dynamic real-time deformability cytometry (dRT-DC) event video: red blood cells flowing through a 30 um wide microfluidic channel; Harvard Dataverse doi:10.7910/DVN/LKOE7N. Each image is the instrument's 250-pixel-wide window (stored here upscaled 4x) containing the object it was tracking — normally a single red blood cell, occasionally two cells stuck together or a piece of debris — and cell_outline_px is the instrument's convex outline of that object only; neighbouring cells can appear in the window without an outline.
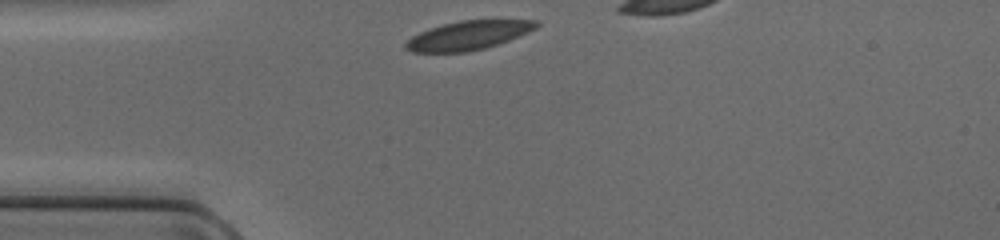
{"species": "common noctule bat (a hibernating species)", "species_latin": "Nyctalus noctula", "temperature_condition": "cold", "stored_images_in_passage": 24, "camera_frame_rate_fps": 3000, "um_per_image_px": 0.085, "animal": {"sex": "female", "body_mass_g": 17.0, "forearm_length_mm": 48.0}, "frame": {"image": 1, "passage_image": 1, "time_ms": 0.0, "image_size_px": [1000, 240], "cell_outline_px": [[540, 24], [536, 28], [528, 32], [508, 40], [484, 48], [468, 52], [412, 52], [404, 48], [404, 44], [412, 36], [420, 32], [444, 24], [460, 20], [536, 20]], "centroid_in_image_um": [39.79, 3.01], "position_along_channel_um": 45.2, "area_um2": 21.73}}
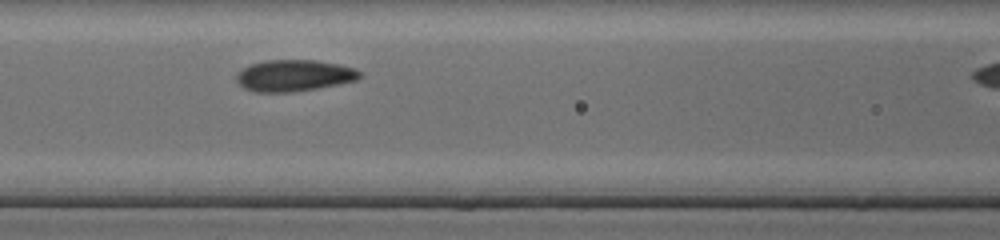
{"frame": {"image": 2, "passage_image": 9, "time_ms": 2.667, "image_size_px": [1000, 240], "cell_outline_px": [[360, 76], [356, 80], [316, 88], [292, 92], [256, 92], [244, 88], [236, 80], [236, 76], [244, 68], [252, 64], [264, 60], [312, 60], [340, 64], [352, 68], [360, 72]], "centroid_in_image_um": [24.97, 6.42], "position_along_channel_um": 141.6, "area_um2": 22.25}}
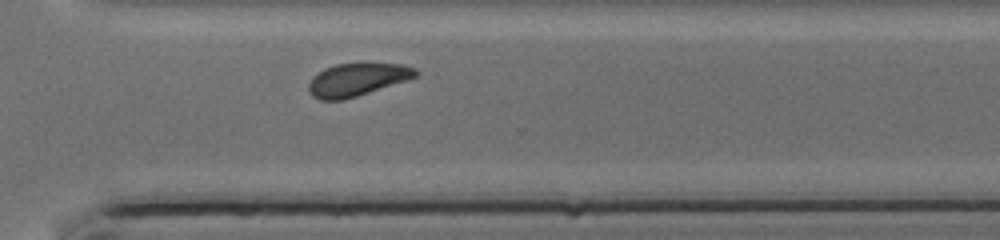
{"frame": {"image": 3, "passage_image": 23, "time_ms": 7.333, "image_size_px": [1000, 240], "cell_outline_px": [[420, 76], [356, 96], [340, 100], [320, 100], [312, 96], [308, 92], [308, 84], [312, 76], [324, 68], [336, 64], [404, 64], [416, 68], [420, 72]], "centroid_in_image_um": [30.36, 6.76], "position_along_channel_um": 340.2, "area_um2": 20.46}}